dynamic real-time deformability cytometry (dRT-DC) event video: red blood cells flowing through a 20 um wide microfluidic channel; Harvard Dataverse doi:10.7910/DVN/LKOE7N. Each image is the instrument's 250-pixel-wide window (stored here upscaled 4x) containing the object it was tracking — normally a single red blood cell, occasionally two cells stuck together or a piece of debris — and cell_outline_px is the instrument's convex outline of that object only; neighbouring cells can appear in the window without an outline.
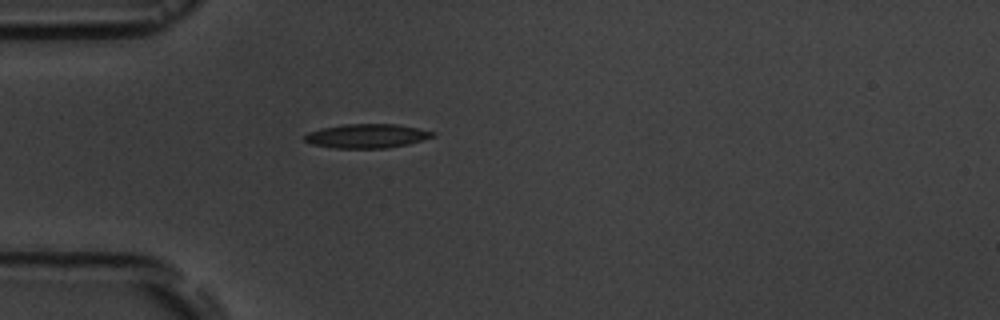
{"species": "common noctule bat (a hibernating species)", "species_latin": "Nyctalus noctula", "temperature_condition": "room temperature", "stored_images_in_passage": 1, "camera_frame_rate_fps": 3000, "um_per_image_px": 0.085, "animal": {"sex": "male", "body_mass_g": 19.5, "forearm_length_mm": 54.6}, "frame": {"image": 1, "passage_image": 1, "time_ms": 0.0, "image_size_px": [1000, 320], "cell_outline_px": [[436, 136], [408, 144], [388, 148], [336, 148], [312, 144], [304, 140], [304, 136], [308, 132], [320, 128], [344, 124], [396, 124], [436, 132]], "centroid_in_image_um": [31.18, 11.55], "position_along_channel_um": 53.8, "area_um2": 17.98}}